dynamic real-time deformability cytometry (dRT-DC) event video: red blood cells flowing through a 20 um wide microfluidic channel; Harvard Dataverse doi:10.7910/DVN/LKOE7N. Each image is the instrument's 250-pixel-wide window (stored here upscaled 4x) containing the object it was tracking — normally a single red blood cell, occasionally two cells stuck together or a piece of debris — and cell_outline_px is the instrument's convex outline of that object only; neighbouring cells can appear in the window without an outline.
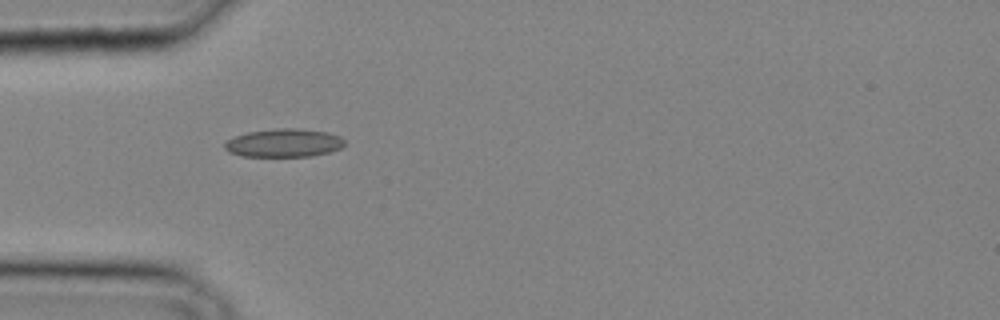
{"species": "common noctule bat (a hibernating species)", "species_latin": "Nyctalus noctula", "temperature_condition": "cold", "stored_images_in_passage": 23, "camera_frame_rate_fps": 3000, "um_per_image_px": 0.085, "animal": {"sex": "male", "body_mass_g": 20.4}, "frame": {"image": 1, "passage_image": 1, "time_ms": 0.0, "image_size_px": [1000, 320], "cell_outline_px": [[344, 144], [340, 148], [332, 152], [312, 156], [240, 156], [228, 152], [224, 148], [224, 144], [228, 140], [236, 136], [248, 132], [276, 128], [292, 128], [328, 132], [340, 136], [344, 140]], "centroid_in_image_um": [24.14, 12.15], "position_along_channel_um": 60.9, "area_um2": 19.77}}
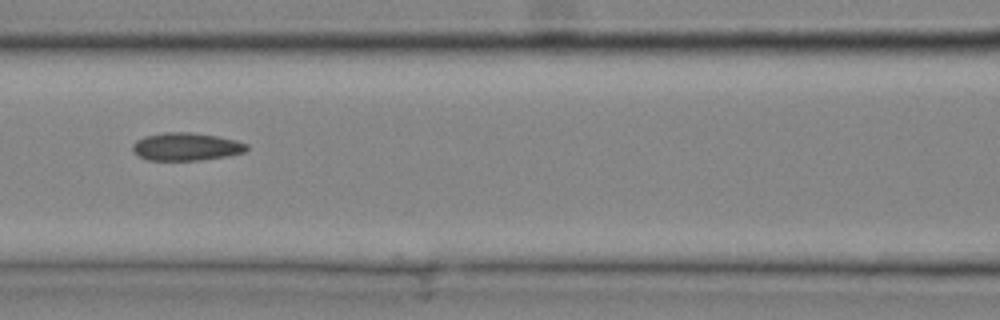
{"frame": {"image": 2, "passage_image": 6, "time_ms": 1.667, "image_size_px": [1000, 320], "cell_outline_px": [[248, 148], [244, 152], [228, 156], [200, 160], [148, 160], [132, 152], [132, 144], [136, 140], [144, 136], [164, 132], [192, 132], [216, 136], [236, 140], [248, 144]], "centroid_in_image_um": [15.81, 12.46], "position_along_channel_um": 150.8, "area_um2": 18.61}}
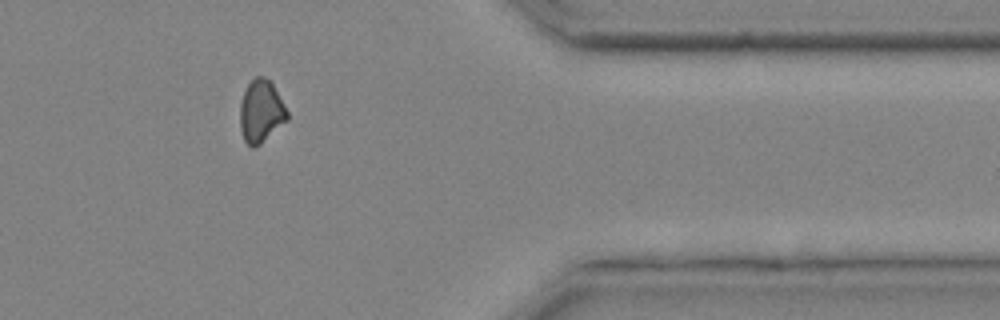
{"frame": {"image": 3, "passage_image": 20, "time_ms": 6.333, "image_size_px": [1000, 320], "cell_outline_px": [[288, 120], [260, 144], [252, 148], [244, 140], [240, 128], [240, 104], [244, 92], [248, 84], [256, 76], [264, 76], [272, 80], [288, 112]], "centroid_in_image_um": [22.2, 9.44], "position_along_channel_um": 389.2, "area_um2": 17.34}}